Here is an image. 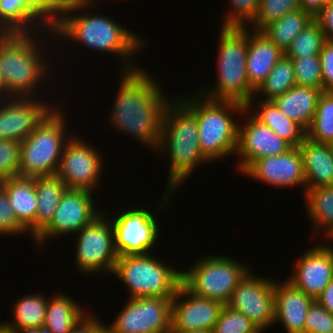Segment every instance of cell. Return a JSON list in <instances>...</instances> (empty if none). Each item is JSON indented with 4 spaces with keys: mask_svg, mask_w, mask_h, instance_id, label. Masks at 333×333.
<instances>
[{
    "mask_svg": "<svg viewBox=\"0 0 333 333\" xmlns=\"http://www.w3.org/2000/svg\"><path fill=\"white\" fill-rule=\"evenodd\" d=\"M20 144L15 140L0 139V181L19 175Z\"/></svg>",
    "mask_w": 333,
    "mask_h": 333,
    "instance_id": "40",
    "label": "cell"
},
{
    "mask_svg": "<svg viewBox=\"0 0 333 333\" xmlns=\"http://www.w3.org/2000/svg\"><path fill=\"white\" fill-rule=\"evenodd\" d=\"M290 59L293 62L296 85L322 90V68L319 55Z\"/></svg>",
    "mask_w": 333,
    "mask_h": 333,
    "instance_id": "37",
    "label": "cell"
},
{
    "mask_svg": "<svg viewBox=\"0 0 333 333\" xmlns=\"http://www.w3.org/2000/svg\"><path fill=\"white\" fill-rule=\"evenodd\" d=\"M0 333H14L12 329H10L4 321L0 323Z\"/></svg>",
    "mask_w": 333,
    "mask_h": 333,
    "instance_id": "50",
    "label": "cell"
},
{
    "mask_svg": "<svg viewBox=\"0 0 333 333\" xmlns=\"http://www.w3.org/2000/svg\"><path fill=\"white\" fill-rule=\"evenodd\" d=\"M258 327L244 314L224 305L213 333H257Z\"/></svg>",
    "mask_w": 333,
    "mask_h": 333,
    "instance_id": "38",
    "label": "cell"
},
{
    "mask_svg": "<svg viewBox=\"0 0 333 333\" xmlns=\"http://www.w3.org/2000/svg\"><path fill=\"white\" fill-rule=\"evenodd\" d=\"M85 311L72 296L58 292L48 298L43 329L46 333H69L90 312Z\"/></svg>",
    "mask_w": 333,
    "mask_h": 333,
    "instance_id": "28",
    "label": "cell"
},
{
    "mask_svg": "<svg viewBox=\"0 0 333 333\" xmlns=\"http://www.w3.org/2000/svg\"><path fill=\"white\" fill-rule=\"evenodd\" d=\"M101 154L97 147L73 134L64 147L56 175L65 182L67 189L95 193L101 184L104 169L105 161Z\"/></svg>",
    "mask_w": 333,
    "mask_h": 333,
    "instance_id": "12",
    "label": "cell"
},
{
    "mask_svg": "<svg viewBox=\"0 0 333 333\" xmlns=\"http://www.w3.org/2000/svg\"><path fill=\"white\" fill-rule=\"evenodd\" d=\"M93 192L81 189H66L50 223L33 239L36 245L48 243V239L75 235L91 223L103 211L97 209ZM97 207V208H96ZM55 236V237H54ZM53 237V238H52Z\"/></svg>",
    "mask_w": 333,
    "mask_h": 333,
    "instance_id": "14",
    "label": "cell"
},
{
    "mask_svg": "<svg viewBox=\"0 0 333 333\" xmlns=\"http://www.w3.org/2000/svg\"><path fill=\"white\" fill-rule=\"evenodd\" d=\"M298 9H301L299 0H259L257 15L247 27L261 31L266 25Z\"/></svg>",
    "mask_w": 333,
    "mask_h": 333,
    "instance_id": "36",
    "label": "cell"
},
{
    "mask_svg": "<svg viewBox=\"0 0 333 333\" xmlns=\"http://www.w3.org/2000/svg\"><path fill=\"white\" fill-rule=\"evenodd\" d=\"M58 106V107H57ZM57 104L20 144L19 175L28 177L55 175L67 141L68 119Z\"/></svg>",
    "mask_w": 333,
    "mask_h": 333,
    "instance_id": "7",
    "label": "cell"
},
{
    "mask_svg": "<svg viewBox=\"0 0 333 333\" xmlns=\"http://www.w3.org/2000/svg\"><path fill=\"white\" fill-rule=\"evenodd\" d=\"M105 211L75 235L76 270L86 276L94 273H110L115 268L118 254L114 245L111 220ZM106 272V273H105Z\"/></svg>",
    "mask_w": 333,
    "mask_h": 333,
    "instance_id": "10",
    "label": "cell"
},
{
    "mask_svg": "<svg viewBox=\"0 0 333 333\" xmlns=\"http://www.w3.org/2000/svg\"><path fill=\"white\" fill-rule=\"evenodd\" d=\"M100 333H113L107 326Z\"/></svg>",
    "mask_w": 333,
    "mask_h": 333,
    "instance_id": "52",
    "label": "cell"
},
{
    "mask_svg": "<svg viewBox=\"0 0 333 333\" xmlns=\"http://www.w3.org/2000/svg\"><path fill=\"white\" fill-rule=\"evenodd\" d=\"M313 20L314 17L309 12L298 9L289 12L281 19L266 25L261 32L285 53L293 40Z\"/></svg>",
    "mask_w": 333,
    "mask_h": 333,
    "instance_id": "31",
    "label": "cell"
},
{
    "mask_svg": "<svg viewBox=\"0 0 333 333\" xmlns=\"http://www.w3.org/2000/svg\"><path fill=\"white\" fill-rule=\"evenodd\" d=\"M250 266L226 255H205L182 270L181 283L199 297L226 305L238 283L252 270Z\"/></svg>",
    "mask_w": 333,
    "mask_h": 333,
    "instance_id": "9",
    "label": "cell"
},
{
    "mask_svg": "<svg viewBox=\"0 0 333 333\" xmlns=\"http://www.w3.org/2000/svg\"><path fill=\"white\" fill-rule=\"evenodd\" d=\"M246 120L238 127V144L235 156L239 157L236 170L242 174L254 161L277 156L290 150L292 146L261 124L246 109L242 112Z\"/></svg>",
    "mask_w": 333,
    "mask_h": 333,
    "instance_id": "17",
    "label": "cell"
},
{
    "mask_svg": "<svg viewBox=\"0 0 333 333\" xmlns=\"http://www.w3.org/2000/svg\"><path fill=\"white\" fill-rule=\"evenodd\" d=\"M306 137L317 143L333 142V92H322Z\"/></svg>",
    "mask_w": 333,
    "mask_h": 333,
    "instance_id": "34",
    "label": "cell"
},
{
    "mask_svg": "<svg viewBox=\"0 0 333 333\" xmlns=\"http://www.w3.org/2000/svg\"><path fill=\"white\" fill-rule=\"evenodd\" d=\"M304 333H333V314L316 300L308 310Z\"/></svg>",
    "mask_w": 333,
    "mask_h": 333,
    "instance_id": "41",
    "label": "cell"
},
{
    "mask_svg": "<svg viewBox=\"0 0 333 333\" xmlns=\"http://www.w3.org/2000/svg\"><path fill=\"white\" fill-rule=\"evenodd\" d=\"M22 236L28 234L27 230L18 222L13 209L7 199L5 189L0 185V235Z\"/></svg>",
    "mask_w": 333,
    "mask_h": 333,
    "instance_id": "42",
    "label": "cell"
},
{
    "mask_svg": "<svg viewBox=\"0 0 333 333\" xmlns=\"http://www.w3.org/2000/svg\"><path fill=\"white\" fill-rule=\"evenodd\" d=\"M318 244L304 251L286 279L306 295L316 299L333 279V246Z\"/></svg>",
    "mask_w": 333,
    "mask_h": 333,
    "instance_id": "21",
    "label": "cell"
},
{
    "mask_svg": "<svg viewBox=\"0 0 333 333\" xmlns=\"http://www.w3.org/2000/svg\"><path fill=\"white\" fill-rule=\"evenodd\" d=\"M178 99L196 116L199 147L210 161L235 155L238 144V120L245 105L235 101L211 100L194 93Z\"/></svg>",
    "mask_w": 333,
    "mask_h": 333,
    "instance_id": "5",
    "label": "cell"
},
{
    "mask_svg": "<svg viewBox=\"0 0 333 333\" xmlns=\"http://www.w3.org/2000/svg\"><path fill=\"white\" fill-rule=\"evenodd\" d=\"M319 59L322 68V91L333 92V42L325 41Z\"/></svg>",
    "mask_w": 333,
    "mask_h": 333,
    "instance_id": "43",
    "label": "cell"
},
{
    "mask_svg": "<svg viewBox=\"0 0 333 333\" xmlns=\"http://www.w3.org/2000/svg\"><path fill=\"white\" fill-rule=\"evenodd\" d=\"M253 100L256 102L254 103ZM245 109L256 120L271 128L274 133L292 147H299L306 137V131L298 123L282 113L273 101L252 98L245 105Z\"/></svg>",
    "mask_w": 333,
    "mask_h": 333,
    "instance_id": "26",
    "label": "cell"
},
{
    "mask_svg": "<svg viewBox=\"0 0 333 333\" xmlns=\"http://www.w3.org/2000/svg\"><path fill=\"white\" fill-rule=\"evenodd\" d=\"M39 98L21 96L0 100L1 140L22 142L56 106L44 97Z\"/></svg>",
    "mask_w": 333,
    "mask_h": 333,
    "instance_id": "16",
    "label": "cell"
},
{
    "mask_svg": "<svg viewBox=\"0 0 333 333\" xmlns=\"http://www.w3.org/2000/svg\"><path fill=\"white\" fill-rule=\"evenodd\" d=\"M314 301L287 279L274 280V324L281 323L286 333H304L305 319Z\"/></svg>",
    "mask_w": 333,
    "mask_h": 333,
    "instance_id": "22",
    "label": "cell"
},
{
    "mask_svg": "<svg viewBox=\"0 0 333 333\" xmlns=\"http://www.w3.org/2000/svg\"><path fill=\"white\" fill-rule=\"evenodd\" d=\"M217 80L212 88L202 86L197 90L211 100L235 101L246 105L255 90L249 85L246 62L248 27H222L217 42Z\"/></svg>",
    "mask_w": 333,
    "mask_h": 333,
    "instance_id": "6",
    "label": "cell"
},
{
    "mask_svg": "<svg viewBox=\"0 0 333 333\" xmlns=\"http://www.w3.org/2000/svg\"><path fill=\"white\" fill-rule=\"evenodd\" d=\"M315 300L327 311L333 314V279Z\"/></svg>",
    "mask_w": 333,
    "mask_h": 333,
    "instance_id": "46",
    "label": "cell"
},
{
    "mask_svg": "<svg viewBox=\"0 0 333 333\" xmlns=\"http://www.w3.org/2000/svg\"><path fill=\"white\" fill-rule=\"evenodd\" d=\"M242 175L274 188L290 189L301 186V193L305 194L306 181L299 147H292L277 156L258 159Z\"/></svg>",
    "mask_w": 333,
    "mask_h": 333,
    "instance_id": "20",
    "label": "cell"
},
{
    "mask_svg": "<svg viewBox=\"0 0 333 333\" xmlns=\"http://www.w3.org/2000/svg\"><path fill=\"white\" fill-rule=\"evenodd\" d=\"M175 98V99H174ZM167 104L162 118L160 145L157 153L169 160L166 191L159 209L175 196L177 188L185 183L195 168L210 161L199 147L196 116L174 96ZM171 195V196H170Z\"/></svg>",
    "mask_w": 333,
    "mask_h": 333,
    "instance_id": "3",
    "label": "cell"
},
{
    "mask_svg": "<svg viewBox=\"0 0 333 333\" xmlns=\"http://www.w3.org/2000/svg\"><path fill=\"white\" fill-rule=\"evenodd\" d=\"M2 70L3 69L1 68V65H0V100L12 97L6 90V83H5V78H4Z\"/></svg>",
    "mask_w": 333,
    "mask_h": 333,
    "instance_id": "48",
    "label": "cell"
},
{
    "mask_svg": "<svg viewBox=\"0 0 333 333\" xmlns=\"http://www.w3.org/2000/svg\"><path fill=\"white\" fill-rule=\"evenodd\" d=\"M330 145V148H331V151H332V154H333V142L329 144Z\"/></svg>",
    "mask_w": 333,
    "mask_h": 333,
    "instance_id": "54",
    "label": "cell"
},
{
    "mask_svg": "<svg viewBox=\"0 0 333 333\" xmlns=\"http://www.w3.org/2000/svg\"><path fill=\"white\" fill-rule=\"evenodd\" d=\"M43 33L48 37L46 34L42 35ZM53 34V30H47L38 33L2 34L0 37V65L3 69L6 90L12 97H37V95L44 97L42 91L37 93L38 87L47 89L42 85L44 84L42 81L46 82L47 77L50 78V73L53 72L49 66L52 61L46 57L50 51L44 50L49 46L44 42L45 40L48 42L47 38L51 35V38L55 37Z\"/></svg>",
    "mask_w": 333,
    "mask_h": 333,
    "instance_id": "4",
    "label": "cell"
},
{
    "mask_svg": "<svg viewBox=\"0 0 333 333\" xmlns=\"http://www.w3.org/2000/svg\"><path fill=\"white\" fill-rule=\"evenodd\" d=\"M265 331H263V330H259L257 333H264Z\"/></svg>",
    "mask_w": 333,
    "mask_h": 333,
    "instance_id": "55",
    "label": "cell"
},
{
    "mask_svg": "<svg viewBox=\"0 0 333 333\" xmlns=\"http://www.w3.org/2000/svg\"><path fill=\"white\" fill-rule=\"evenodd\" d=\"M299 150L303 159L306 190L333 185V154L330 145L305 137Z\"/></svg>",
    "mask_w": 333,
    "mask_h": 333,
    "instance_id": "25",
    "label": "cell"
},
{
    "mask_svg": "<svg viewBox=\"0 0 333 333\" xmlns=\"http://www.w3.org/2000/svg\"><path fill=\"white\" fill-rule=\"evenodd\" d=\"M106 324L94 313H88L69 333H100Z\"/></svg>",
    "mask_w": 333,
    "mask_h": 333,
    "instance_id": "45",
    "label": "cell"
},
{
    "mask_svg": "<svg viewBox=\"0 0 333 333\" xmlns=\"http://www.w3.org/2000/svg\"><path fill=\"white\" fill-rule=\"evenodd\" d=\"M140 207L129 206L124 211L117 212L116 216L109 217L118 257L152 253L151 250L160 237L157 213Z\"/></svg>",
    "mask_w": 333,
    "mask_h": 333,
    "instance_id": "11",
    "label": "cell"
},
{
    "mask_svg": "<svg viewBox=\"0 0 333 333\" xmlns=\"http://www.w3.org/2000/svg\"><path fill=\"white\" fill-rule=\"evenodd\" d=\"M97 2L98 0H55L54 35L64 38V41L79 42L78 45L83 44L93 52L113 53L116 58L121 59V71L141 68L133 57L145 48L143 37L107 15L92 12L90 8Z\"/></svg>",
    "mask_w": 333,
    "mask_h": 333,
    "instance_id": "1",
    "label": "cell"
},
{
    "mask_svg": "<svg viewBox=\"0 0 333 333\" xmlns=\"http://www.w3.org/2000/svg\"><path fill=\"white\" fill-rule=\"evenodd\" d=\"M48 297L44 294H26L18 298L12 307V319L4 322L13 331L24 328H43Z\"/></svg>",
    "mask_w": 333,
    "mask_h": 333,
    "instance_id": "32",
    "label": "cell"
},
{
    "mask_svg": "<svg viewBox=\"0 0 333 333\" xmlns=\"http://www.w3.org/2000/svg\"><path fill=\"white\" fill-rule=\"evenodd\" d=\"M249 271L238 283L226 306L241 312L259 330L274 325V279Z\"/></svg>",
    "mask_w": 333,
    "mask_h": 333,
    "instance_id": "15",
    "label": "cell"
},
{
    "mask_svg": "<svg viewBox=\"0 0 333 333\" xmlns=\"http://www.w3.org/2000/svg\"><path fill=\"white\" fill-rule=\"evenodd\" d=\"M55 0H0L3 34L34 33L53 29Z\"/></svg>",
    "mask_w": 333,
    "mask_h": 333,
    "instance_id": "18",
    "label": "cell"
},
{
    "mask_svg": "<svg viewBox=\"0 0 333 333\" xmlns=\"http://www.w3.org/2000/svg\"><path fill=\"white\" fill-rule=\"evenodd\" d=\"M145 68L121 71L117 96L109 111V125L157 152L163 113L172 99ZM170 97V98H169Z\"/></svg>",
    "mask_w": 333,
    "mask_h": 333,
    "instance_id": "2",
    "label": "cell"
},
{
    "mask_svg": "<svg viewBox=\"0 0 333 333\" xmlns=\"http://www.w3.org/2000/svg\"><path fill=\"white\" fill-rule=\"evenodd\" d=\"M314 19L320 24L325 39L333 42V0L321 9Z\"/></svg>",
    "mask_w": 333,
    "mask_h": 333,
    "instance_id": "44",
    "label": "cell"
},
{
    "mask_svg": "<svg viewBox=\"0 0 333 333\" xmlns=\"http://www.w3.org/2000/svg\"><path fill=\"white\" fill-rule=\"evenodd\" d=\"M171 333H213L209 330H197V331H188V332H171Z\"/></svg>",
    "mask_w": 333,
    "mask_h": 333,
    "instance_id": "51",
    "label": "cell"
},
{
    "mask_svg": "<svg viewBox=\"0 0 333 333\" xmlns=\"http://www.w3.org/2000/svg\"><path fill=\"white\" fill-rule=\"evenodd\" d=\"M325 41L324 32L320 24L314 19L293 40L289 48L285 51V55L289 58L319 55Z\"/></svg>",
    "mask_w": 333,
    "mask_h": 333,
    "instance_id": "35",
    "label": "cell"
},
{
    "mask_svg": "<svg viewBox=\"0 0 333 333\" xmlns=\"http://www.w3.org/2000/svg\"><path fill=\"white\" fill-rule=\"evenodd\" d=\"M224 304L191 293L182 283L172 298L171 332L213 331Z\"/></svg>",
    "mask_w": 333,
    "mask_h": 333,
    "instance_id": "19",
    "label": "cell"
},
{
    "mask_svg": "<svg viewBox=\"0 0 333 333\" xmlns=\"http://www.w3.org/2000/svg\"><path fill=\"white\" fill-rule=\"evenodd\" d=\"M328 240L327 241H329L328 243H332V245H333V232L331 233V235L327 238Z\"/></svg>",
    "mask_w": 333,
    "mask_h": 333,
    "instance_id": "53",
    "label": "cell"
},
{
    "mask_svg": "<svg viewBox=\"0 0 333 333\" xmlns=\"http://www.w3.org/2000/svg\"><path fill=\"white\" fill-rule=\"evenodd\" d=\"M283 55L285 53L261 31L248 28L246 73L248 83L254 90L266 79Z\"/></svg>",
    "mask_w": 333,
    "mask_h": 333,
    "instance_id": "23",
    "label": "cell"
},
{
    "mask_svg": "<svg viewBox=\"0 0 333 333\" xmlns=\"http://www.w3.org/2000/svg\"><path fill=\"white\" fill-rule=\"evenodd\" d=\"M296 85L292 60L283 55L270 71L266 79L255 90L253 98L272 101Z\"/></svg>",
    "mask_w": 333,
    "mask_h": 333,
    "instance_id": "33",
    "label": "cell"
},
{
    "mask_svg": "<svg viewBox=\"0 0 333 333\" xmlns=\"http://www.w3.org/2000/svg\"><path fill=\"white\" fill-rule=\"evenodd\" d=\"M172 299L162 297L127 298L112 324L113 333H171Z\"/></svg>",
    "mask_w": 333,
    "mask_h": 333,
    "instance_id": "13",
    "label": "cell"
},
{
    "mask_svg": "<svg viewBox=\"0 0 333 333\" xmlns=\"http://www.w3.org/2000/svg\"><path fill=\"white\" fill-rule=\"evenodd\" d=\"M113 274L124 283L127 298L172 299L182 278V271L176 270L152 253L118 257Z\"/></svg>",
    "mask_w": 333,
    "mask_h": 333,
    "instance_id": "8",
    "label": "cell"
},
{
    "mask_svg": "<svg viewBox=\"0 0 333 333\" xmlns=\"http://www.w3.org/2000/svg\"><path fill=\"white\" fill-rule=\"evenodd\" d=\"M329 1L330 0H299V4L302 10L309 12L315 17Z\"/></svg>",
    "mask_w": 333,
    "mask_h": 333,
    "instance_id": "47",
    "label": "cell"
},
{
    "mask_svg": "<svg viewBox=\"0 0 333 333\" xmlns=\"http://www.w3.org/2000/svg\"><path fill=\"white\" fill-rule=\"evenodd\" d=\"M14 333H46L43 328H24V329H19L15 330Z\"/></svg>",
    "mask_w": 333,
    "mask_h": 333,
    "instance_id": "49",
    "label": "cell"
},
{
    "mask_svg": "<svg viewBox=\"0 0 333 333\" xmlns=\"http://www.w3.org/2000/svg\"><path fill=\"white\" fill-rule=\"evenodd\" d=\"M67 186L55 175L35 177V190L38 200L35 214V237L50 223Z\"/></svg>",
    "mask_w": 333,
    "mask_h": 333,
    "instance_id": "29",
    "label": "cell"
},
{
    "mask_svg": "<svg viewBox=\"0 0 333 333\" xmlns=\"http://www.w3.org/2000/svg\"><path fill=\"white\" fill-rule=\"evenodd\" d=\"M322 92L314 87L295 85L272 101L282 113L306 131L312 122Z\"/></svg>",
    "mask_w": 333,
    "mask_h": 333,
    "instance_id": "27",
    "label": "cell"
},
{
    "mask_svg": "<svg viewBox=\"0 0 333 333\" xmlns=\"http://www.w3.org/2000/svg\"><path fill=\"white\" fill-rule=\"evenodd\" d=\"M303 196H305V208L313 225L312 233L321 232L322 238L325 237L327 240L333 232V185L305 190Z\"/></svg>",
    "mask_w": 333,
    "mask_h": 333,
    "instance_id": "30",
    "label": "cell"
},
{
    "mask_svg": "<svg viewBox=\"0 0 333 333\" xmlns=\"http://www.w3.org/2000/svg\"><path fill=\"white\" fill-rule=\"evenodd\" d=\"M229 11L221 20V27H247L256 17L259 0H229Z\"/></svg>",
    "mask_w": 333,
    "mask_h": 333,
    "instance_id": "39",
    "label": "cell"
},
{
    "mask_svg": "<svg viewBox=\"0 0 333 333\" xmlns=\"http://www.w3.org/2000/svg\"><path fill=\"white\" fill-rule=\"evenodd\" d=\"M0 185L5 189L7 199L18 222L31 234L33 240L38 204L35 177L16 175L1 181Z\"/></svg>",
    "mask_w": 333,
    "mask_h": 333,
    "instance_id": "24",
    "label": "cell"
}]
</instances>
